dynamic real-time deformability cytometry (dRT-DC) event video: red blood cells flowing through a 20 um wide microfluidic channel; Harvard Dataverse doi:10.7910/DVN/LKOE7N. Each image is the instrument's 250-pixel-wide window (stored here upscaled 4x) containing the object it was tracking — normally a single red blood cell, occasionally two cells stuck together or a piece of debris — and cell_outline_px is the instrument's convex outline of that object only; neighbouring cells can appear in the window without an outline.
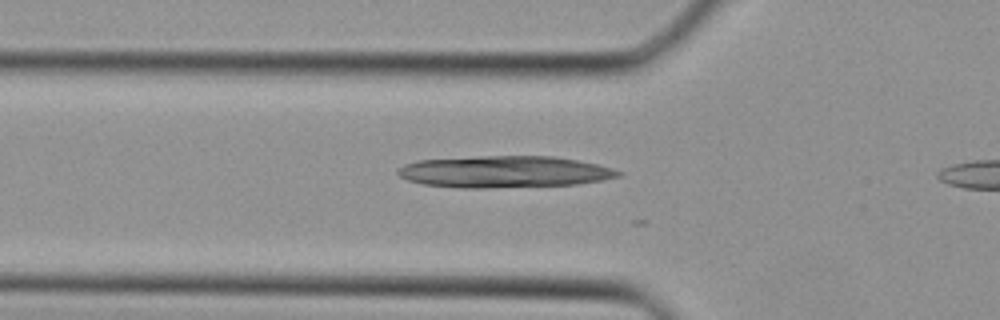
{"species": "Egyptian fruit bat (a non-hibernating species)", "species_latin": "Rousettus aegyptiacus", "temperature_condition": "cold", "stored_images_in_passage": 5, "segment_of_instrument_passage": [1, 2], "camera_frame_rate_fps": 3000, "um_per_image_px": 0.085, "animal": {"sex": "female"}, "frame": {"image": 1, "passage_image": 3, "time_ms": 0.667, "image_size_px": [1000, 320], "cell_outline_px": [[624, 176], [576, 184], [484, 188], [460, 188], [424, 184], [408, 180], [400, 176], [396, 172], [396, 168], [404, 164], [420, 160], [480, 156], [552, 156], [576, 160], [596, 164], [612, 168], [624, 172]], "centroid_in_image_um": [42.87, 14.6], "position_along_channel_um": 82.9, "area_um2": 40.69}}